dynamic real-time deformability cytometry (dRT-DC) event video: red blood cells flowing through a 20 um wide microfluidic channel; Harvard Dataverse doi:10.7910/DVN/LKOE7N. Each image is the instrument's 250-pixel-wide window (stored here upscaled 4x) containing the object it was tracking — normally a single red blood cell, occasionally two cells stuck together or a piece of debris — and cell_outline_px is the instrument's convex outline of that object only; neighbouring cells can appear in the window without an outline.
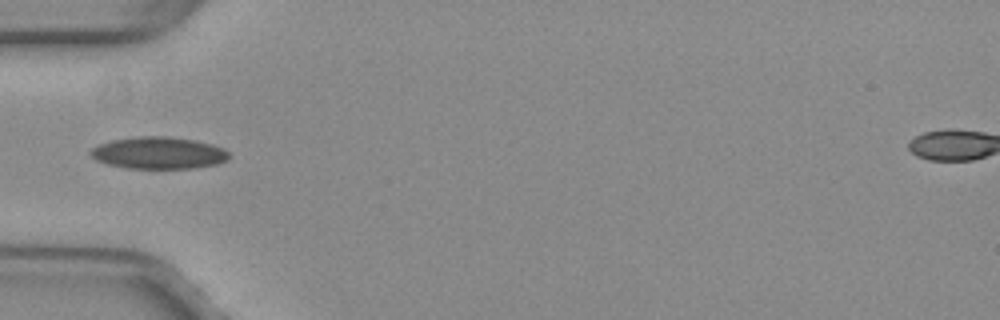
{"species": "common noctule bat (a hibernating species)", "species_latin": "Nyctalus noctula", "temperature_condition": "warm", "stored_images_in_passage": 19, "camera_frame_rate_fps": 3000, "um_per_image_px": 0.085, "animal": {"sex": "female", "body_mass_g": 29.2, "forearm_length_mm": 56.3}, "frame": {"image": 1, "passage_image": 1, "time_ms": 0.0, "image_size_px": [1000, 320], "cell_outline_px": [[228, 160], [220, 164], [196, 168], [128, 168], [108, 164], [96, 160], [88, 152], [92, 148], [100, 144], [112, 140], [140, 136], [168, 136], [196, 140], [212, 144], [224, 148], [228, 152]], "centroid_in_image_um": [13.52, 13.0], "position_along_channel_um": 71.5, "area_um2": 25.89}}